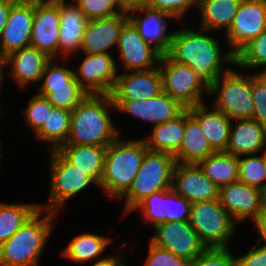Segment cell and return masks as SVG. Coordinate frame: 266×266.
Returning <instances> with one entry per match:
<instances>
[{
    "label": "cell",
    "instance_id": "cell-49",
    "mask_svg": "<svg viewBox=\"0 0 266 266\" xmlns=\"http://www.w3.org/2000/svg\"><path fill=\"white\" fill-rule=\"evenodd\" d=\"M100 258L101 259L99 261L98 259L95 260L92 266H126V263L124 262V257L121 255Z\"/></svg>",
    "mask_w": 266,
    "mask_h": 266
},
{
    "label": "cell",
    "instance_id": "cell-36",
    "mask_svg": "<svg viewBox=\"0 0 266 266\" xmlns=\"http://www.w3.org/2000/svg\"><path fill=\"white\" fill-rule=\"evenodd\" d=\"M234 66L241 69H256L261 66L259 73H266V29L235 54Z\"/></svg>",
    "mask_w": 266,
    "mask_h": 266
},
{
    "label": "cell",
    "instance_id": "cell-13",
    "mask_svg": "<svg viewBox=\"0 0 266 266\" xmlns=\"http://www.w3.org/2000/svg\"><path fill=\"white\" fill-rule=\"evenodd\" d=\"M266 29V0H242L230 28L226 43L234 55Z\"/></svg>",
    "mask_w": 266,
    "mask_h": 266
},
{
    "label": "cell",
    "instance_id": "cell-47",
    "mask_svg": "<svg viewBox=\"0 0 266 266\" xmlns=\"http://www.w3.org/2000/svg\"><path fill=\"white\" fill-rule=\"evenodd\" d=\"M252 222L261 236V238L257 240V245H260L261 241L266 243V211H261ZM264 245L266 246V244Z\"/></svg>",
    "mask_w": 266,
    "mask_h": 266
},
{
    "label": "cell",
    "instance_id": "cell-1",
    "mask_svg": "<svg viewBox=\"0 0 266 266\" xmlns=\"http://www.w3.org/2000/svg\"><path fill=\"white\" fill-rule=\"evenodd\" d=\"M196 30L193 28L173 30L170 49L166 55L179 64L190 66L210 85L229 70V68L223 69L222 63L234 65L235 55L230 51L221 52L220 41L218 38L207 36L208 31Z\"/></svg>",
    "mask_w": 266,
    "mask_h": 266
},
{
    "label": "cell",
    "instance_id": "cell-18",
    "mask_svg": "<svg viewBox=\"0 0 266 266\" xmlns=\"http://www.w3.org/2000/svg\"><path fill=\"white\" fill-rule=\"evenodd\" d=\"M34 0H18L12 7L0 38V56L30 46Z\"/></svg>",
    "mask_w": 266,
    "mask_h": 266
},
{
    "label": "cell",
    "instance_id": "cell-8",
    "mask_svg": "<svg viewBox=\"0 0 266 266\" xmlns=\"http://www.w3.org/2000/svg\"><path fill=\"white\" fill-rule=\"evenodd\" d=\"M158 67L164 93L185 109L204 103L202 95L205 92L208 95L209 85L190 66L179 64L165 54L161 55Z\"/></svg>",
    "mask_w": 266,
    "mask_h": 266
},
{
    "label": "cell",
    "instance_id": "cell-7",
    "mask_svg": "<svg viewBox=\"0 0 266 266\" xmlns=\"http://www.w3.org/2000/svg\"><path fill=\"white\" fill-rule=\"evenodd\" d=\"M216 93V100L211 104L215 110L223 112L231 120L253 119L251 73L241 75L234 69H229L209 85L208 94Z\"/></svg>",
    "mask_w": 266,
    "mask_h": 266
},
{
    "label": "cell",
    "instance_id": "cell-28",
    "mask_svg": "<svg viewBox=\"0 0 266 266\" xmlns=\"http://www.w3.org/2000/svg\"><path fill=\"white\" fill-rule=\"evenodd\" d=\"M215 152L199 123L190 115L189 109H185V131L182 144L174 155L175 162L197 164Z\"/></svg>",
    "mask_w": 266,
    "mask_h": 266
},
{
    "label": "cell",
    "instance_id": "cell-39",
    "mask_svg": "<svg viewBox=\"0 0 266 266\" xmlns=\"http://www.w3.org/2000/svg\"><path fill=\"white\" fill-rule=\"evenodd\" d=\"M27 107L21 112L24 114L26 123L32 128L34 134L47 122L49 117V101L45 96L33 94L27 102Z\"/></svg>",
    "mask_w": 266,
    "mask_h": 266
},
{
    "label": "cell",
    "instance_id": "cell-24",
    "mask_svg": "<svg viewBox=\"0 0 266 266\" xmlns=\"http://www.w3.org/2000/svg\"><path fill=\"white\" fill-rule=\"evenodd\" d=\"M265 149L266 127L264 125L254 119L232 120L229 142L224 152L239 157L259 154Z\"/></svg>",
    "mask_w": 266,
    "mask_h": 266
},
{
    "label": "cell",
    "instance_id": "cell-50",
    "mask_svg": "<svg viewBox=\"0 0 266 266\" xmlns=\"http://www.w3.org/2000/svg\"><path fill=\"white\" fill-rule=\"evenodd\" d=\"M4 69H5V58L0 56V91L2 90V80H4L5 77V73H4Z\"/></svg>",
    "mask_w": 266,
    "mask_h": 266
},
{
    "label": "cell",
    "instance_id": "cell-2",
    "mask_svg": "<svg viewBox=\"0 0 266 266\" xmlns=\"http://www.w3.org/2000/svg\"><path fill=\"white\" fill-rule=\"evenodd\" d=\"M110 108L115 109L110 95L88 94L71 111L70 131L65 144L99 147L111 144L120 135L109 114Z\"/></svg>",
    "mask_w": 266,
    "mask_h": 266
},
{
    "label": "cell",
    "instance_id": "cell-10",
    "mask_svg": "<svg viewBox=\"0 0 266 266\" xmlns=\"http://www.w3.org/2000/svg\"><path fill=\"white\" fill-rule=\"evenodd\" d=\"M52 58L45 66L37 94L45 96L56 108L72 111L88 93L75 79L74 70L63 67Z\"/></svg>",
    "mask_w": 266,
    "mask_h": 266
},
{
    "label": "cell",
    "instance_id": "cell-21",
    "mask_svg": "<svg viewBox=\"0 0 266 266\" xmlns=\"http://www.w3.org/2000/svg\"><path fill=\"white\" fill-rule=\"evenodd\" d=\"M219 202L238 224L262 211L261 190L240 181L220 187Z\"/></svg>",
    "mask_w": 266,
    "mask_h": 266
},
{
    "label": "cell",
    "instance_id": "cell-15",
    "mask_svg": "<svg viewBox=\"0 0 266 266\" xmlns=\"http://www.w3.org/2000/svg\"><path fill=\"white\" fill-rule=\"evenodd\" d=\"M116 47L120 56L117 60L127 72L149 70L159 64L161 54L143 40L130 20L121 29Z\"/></svg>",
    "mask_w": 266,
    "mask_h": 266
},
{
    "label": "cell",
    "instance_id": "cell-41",
    "mask_svg": "<svg viewBox=\"0 0 266 266\" xmlns=\"http://www.w3.org/2000/svg\"><path fill=\"white\" fill-rule=\"evenodd\" d=\"M192 203L180 196L172 188L167 189L166 222L189 221Z\"/></svg>",
    "mask_w": 266,
    "mask_h": 266
},
{
    "label": "cell",
    "instance_id": "cell-16",
    "mask_svg": "<svg viewBox=\"0 0 266 266\" xmlns=\"http://www.w3.org/2000/svg\"><path fill=\"white\" fill-rule=\"evenodd\" d=\"M171 188L191 203L219 199V187L195 163H175Z\"/></svg>",
    "mask_w": 266,
    "mask_h": 266
},
{
    "label": "cell",
    "instance_id": "cell-6",
    "mask_svg": "<svg viewBox=\"0 0 266 266\" xmlns=\"http://www.w3.org/2000/svg\"><path fill=\"white\" fill-rule=\"evenodd\" d=\"M189 223L207 249L229 248L237 228L219 199L192 203Z\"/></svg>",
    "mask_w": 266,
    "mask_h": 266
},
{
    "label": "cell",
    "instance_id": "cell-29",
    "mask_svg": "<svg viewBox=\"0 0 266 266\" xmlns=\"http://www.w3.org/2000/svg\"><path fill=\"white\" fill-rule=\"evenodd\" d=\"M184 131L185 109L174 119L152 127L151 133L143 140L148 150L174 156L182 144Z\"/></svg>",
    "mask_w": 266,
    "mask_h": 266
},
{
    "label": "cell",
    "instance_id": "cell-12",
    "mask_svg": "<svg viewBox=\"0 0 266 266\" xmlns=\"http://www.w3.org/2000/svg\"><path fill=\"white\" fill-rule=\"evenodd\" d=\"M60 14L59 0H34V17L30 46L59 58Z\"/></svg>",
    "mask_w": 266,
    "mask_h": 266
},
{
    "label": "cell",
    "instance_id": "cell-4",
    "mask_svg": "<svg viewBox=\"0 0 266 266\" xmlns=\"http://www.w3.org/2000/svg\"><path fill=\"white\" fill-rule=\"evenodd\" d=\"M147 150L142 138L126 141L119 136L106 147L105 164L99 187L108 196L120 199L139 171Z\"/></svg>",
    "mask_w": 266,
    "mask_h": 266
},
{
    "label": "cell",
    "instance_id": "cell-34",
    "mask_svg": "<svg viewBox=\"0 0 266 266\" xmlns=\"http://www.w3.org/2000/svg\"><path fill=\"white\" fill-rule=\"evenodd\" d=\"M39 209V203L0 202V245L13 236Z\"/></svg>",
    "mask_w": 266,
    "mask_h": 266
},
{
    "label": "cell",
    "instance_id": "cell-44",
    "mask_svg": "<svg viewBox=\"0 0 266 266\" xmlns=\"http://www.w3.org/2000/svg\"><path fill=\"white\" fill-rule=\"evenodd\" d=\"M199 0H148L147 7L169 13L174 19H182L191 6L198 7Z\"/></svg>",
    "mask_w": 266,
    "mask_h": 266
},
{
    "label": "cell",
    "instance_id": "cell-33",
    "mask_svg": "<svg viewBox=\"0 0 266 266\" xmlns=\"http://www.w3.org/2000/svg\"><path fill=\"white\" fill-rule=\"evenodd\" d=\"M71 111L56 108L49 102V117L34 134L39 140L47 141L51 150L65 144L70 131Z\"/></svg>",
    "mask_w": 266,
    "mask_h": 266
},
{
    "label": "cell",
    "instance_id": "cell-45",
    "mask_svg": "<svg viewBox=\"0 0 266 266\" xmlns=\"http://www.w3.org/2000/svg\"><path fill=\"white\" fill-rule=\"evenodd\" d=\"M235 266H266V246L257 248V243L249 252L235 258Z\"/></svg>",
    "mask_w": 266,
    "mask_h": 266
},
{
    "label": "cell",
    "instance_id": "cell-27",
    "mask_svg": "<svg viewBox=\"0 0 266 266\" xmlns=\"http://www.w3.org/2000/svg\"><path fill=\"white\" fill-rule=\"evenodd\" d=\"M57 151L70 164L90 176L99 187L105 164L106 147L63 144Z\"/></svg>",
    "mask_w": 266,
    "mask_h": 266
},
{
    "label": "cell",
    "instance_id": "cell-5",
    "mask_svg": "<svg viewBox=\"0 0 266 266\" xmlns=\"http://www.w3.org/2000/svg\"><path fill=\"white\" fill-rule=\"evenodd\" d=\"M173 155L147 150L139 171L129 189L120 197L125 199L124 215L145 197L172 187V175L175 166Z\"/></svg>",
    "mask_w": 266,
    "mask_h": 266
},
{
    "label": "cell",
    "instance_id": "cell-17",
    "mask_svg": "<svg viewBox=\"0 0 266 266\" xmlns=\"http://www.w3.org/2000/svg\"><path fill=\"white\" fill-rule=\"evenodd\" d=\"M115 110L130 114L152 127L177 117L185 108L173 100L167 93L149 99L112 100Z\"/></svg>",
    "mask_w": 266,
    "mask_h": 266
},
{
    "label": "cell",
    "instance_id": "cell-52",
    "mask_svg": "<svg viewBox=\"0 0 266 266\" xmlns=\"http://www.w3.org/2000/svg\"><path fill=\"white\" fill-rule=\"evenodd\" d=\"M2 145V142L0 141V146ZM0 152H1V148H0ZM0 161H1V153H0Z\"/></svg>",
    "mask_w": 266,
    "mask_h": 266
},
{
    "label": "cell",
    "instance_id": "cell-32",
    "mask_svg": "<svg viewBox=\"0 0 266 266\" xmlns=\"http://www.w3.org/2000/svg\"><path fill=\"white\" fill-rule=\"evenodd\" d=\"M197 164L219 188L238 181V156L216 151Z\"/></svg>",
    "mask_w": 266,
    "mask_h": 266
},
{
    "label": "cell",
    "instance_id": "cell-40",
    "mask_svg": "<svg viewBox=\"0 0 266 266\" xmlns=\"http://www.w3.org/2000/svg\"><path fill=\"white\" fill-rule=\"evenodd\" d=\"M251 92L254 102L253 119L266 127V73L251 74Z\"/></svg>",
    "mask_w": 266,
    "mask_h": 266
},
{
    "label": "cell",
    "instance_id": "cell-14",
    "mask_svg": "<svg viewBox=\"0 0 266 266\" xmlns=\"http://www.w3.org/2000/svg\"><path fill=\"white\" fill-rule=\"evenodd\" d=\"M84 55L74 70L75 79L88 94L110 95L118 77L116 60L111 53Z\"/></svg>",
    "mask_w": 266,
    "mask_h": 266
},
{
    "label": "cell",
    "instance_id": "cell-25",
    "mask_svg": "<svg viewBox=\"0 0 266 266\" xmlns=\"http://www.w3.org/2000/svg\"><path fill=\"white\" fill-rule=\"evenodd\" d=\"M59 0L60 31L59 52L67 57L79 52L88 19L83 12L73 3Z\"/></svg>",
    "mask_w": 266,
    "mask_h": 266
},
{
    "label": "cell",
    "instance_id": "cell-43",
    "mask_svg": "<svg viewBox=\"0 0 266 266\" xmlns=\"http://www.w3.org/2000/svg\"><path fill=\"white\" fill-rule=\"evenodd\" d=\"M190 266H235V257L229 248L206 249Z\"/></svg>",
    "mask_w": 266,
    "mask_h": 266
},
{
    "label": "cell",
    "instance_id": "cell-48",
    "mask_svg": "<svg viewBox=\"0 0 266 266\" xmlns=\"http://www.w3.org/2000/svg\"><path fill=\"white\" fill-rule=\"evenodd\" d=\"M18 0H0V38L2 35V31L4 26L8 20V16L11 10V7L17 2Z\"/></svg>",
    "mask_w": 266,
    "mask_h": 266
},
{
    "label": "cell",
    "instance_id": "cell-22",
    "mask_svg": "<svg viewBox=\"0 0 266 266\" xmlns=\"http://www.w3.org/2000/svg\"><path fill=\"white\" fill-rule=\"evenodd\" d=\"M140 13V15H136ZM129 20L137 28L143 40L156 49L161 55L170 49L172 32L167 31L168 20L174 18L167 12L145 7L128 14Z\"/></svg>",
    "mask_w": 266,
    "mask_h": 266
},
{
    "label": "cell",
    "instance_id": "cell-19",
    "mask_svg": "<svg viewBox=\"0 0 266 266\" xmlns=\"http://www.w3.org/2000/svg\"><path fill=\"white\" fill-rule=\"evenodd\" d=\"M162 91V78L159 67L149 70L118 73L110 93L112 100L149 99Z\"/></svg>",
    "mask_w": 266,
    "mask_h": 266
},
{
    "label": "cell",
    "instance_id": "cell-46",
    "mask_svg": "<svg viewBox=\"0 0 266 266\" xmlns=\"http://www.w3.org/2000/svg\"><path fill=\"white\" fill-rule=\"evenodd\" d=\"M119 3L121 13L129 14L130 12L147 7L148 0H119Z\"/></svg>",
    "mask_w": 266,
    "mask_h": 266
},
{
    "label": "cell",
    "instance_id": "cell-35",
    "mask_svg": "<svg viewBox=\"0 0 266 266\" xmlns=\"http://www.w3.org/2000/svg\"><path fill=\"white\" fill-rule=\"evenodd\" d=\"M238 181L262 190L266 187V155H242L238 157Z\"/></svg>",
    "mask_w": 266,
    "mask_h": 266
},
{
    "label": "cell",
    "instance_id": "cell-38",
    "mask_svg": "<svg viewBox=\"0 0 266 266\" xmlns=\"http://www.w3.org/2000/svg\"><path fill=\"white\" fill-rule=\"evenodd\" d=\"M88 20L110 17L121 13L119 0H73Z\"/></svg>",
    "mask_w": 266,
    "mask_h": 266
},
{
    "label": "cell",
    "instance_id": "cell-42",
    "mask_svg": "<svg viewBox=\"0 0 266 266\" xmlns=\"http://www.w3.org/2000/svg\"><path fill=\"white\" fill-rule=\"evenodd\" d=\"M148 254L143 266H190V261L178 257L169 250L148 242Z\"/></svg>",
    "mask_w": 266,
    "mask_h": 266
},
{
    "label": "cell",
    "instance_id": "cell-30",
    "mask_svg": "<svg viewBox=\"0 0 266 266\" xmlns=\"http://www.w3.org/2000/svg\"><path fill=\"white\" fill-rule=\"evenodd\" d=\"M242 0H199L197 11L201 15L200 29L227 31Z\"/></svg>",
    "mask_w": 266,
    "mask_h": 266
},
{
    "label": "cell",
    "instance_id": "cell-26",
    "mask_svg": "<svg viewBox=\"0 0 266 266\" xmlns=\"http://www.w3.org/2000/svg\"><path fill=\"white\" fill-rule=\"evenodd\" d=\"M204 103L189 108L190 115L199 123L209 144L215 151H225L232 120L223 112Z\"/></svg>",
    "mask_w": 266,
    "mask_h": 266
},
{
    "label": "cell",
    "instance_id": "cell-51",
    "mask_svg": "<svg viewBox=\"0 0 266 266\" xmlns=\"http://www.w3.org/2000/svg\"><path fill=\"white\" fill-rule=\"evenodd\" d=\"M262 211H266V187L261 190Z\"/></svg>",
    "mask_w": 266,
    "mask_h": 266
},
{
    "label": "cell",
    "instance_id": "cell-20",
    "mask_svg": "<svg viewBox=\"0 0 266 266\" xmlns=\"http://www.w3.org/2000/svg\"><path fill=\"white\" fill-rule=\"evenodd\" d=\"M128 20L125 13L88 20L79 51L84 54L110 53L108 49L117 46L121 29Z\"/></svg>",
    "mask_w": 266,
    "mask_h": 266
},
{
    "label": "cell",
    "instance_id": "cell-11",
    "mask_svg": "<svg viewBox=\"0 0 266 266\" xmlns=\"http://www.w3.org/2000/svg\"><path fill=\"white\" fill-rule=\"evenodd\" d=\"M150 242L157 247L169 250L178 257L195 261L207 248L201 242L189 221H171L153 228Z\"/></svg>",
    "mask_w": 266,
    "mask_h": 266
},
{
    "label": "cell",
    "instance_id": "cell-9",
    "mask_svg": "<svg viewBox=\"0 0 266 266\" xmlns=\"http://www.w3.org/2000/svg\"><path fill=\"white\" fill-rule=\"evenodd\" d=\"M51 183L48 203L39 204L40 209L58 213L65 202L83 191L90 184H98L85 172L70 164L57 150L50 151Z\"/></svg>",
    "mask_w": 266,
    "mask_h": 266
},
{
    "label": "cell",
    "instance_id": "cell-3",
    "mask_svg": "<svg viewBox=\"0 0 266 266\" xmlns=\"http://www.w3.org/2000/svg\"><path fill=\"white\" fill-rule=\"evenodd\" d=\"M57 214L59 213L39 209L0 245V266H38Z\"/></svg>",
    "mask_w": 266,
    "mask_h": 266
},
{
    "label": "cell",
    "instance_id": "cell-37",
    "mask_svg": "<svg viewBox=\"0 0 266 266\" xmlns=\"http://www.w3.org/2000/svg\"><path fill=\"white\" fill-rule=\"evenodd\" d=\"M142 212L145 220L150 222L152 228L166 222L167 215V189L152 193L140 201L131 212Z\"/></svg>",
    "mask_w": 266,
    "mask_h": 266
},
{
    "label": "cell",
    "instance_id": "cell-23",
    "mask_svg": "<svg viewBox=\"0 0 266 266\" xmlns=\"http://www.w3.org/2000/svg\"><path fill=\"white\" fill-rule=\"evenodd\" d=\"M5 58V67L9 66L12 79L20 88L41 80L45 66L52 59L35 47L28 46L9 53Z\"/></svg>",
    "mask_w": 266,
    "mask_h": 266
},
{
    "label": "cell",
    "instance_id": "cell-31",
    "mask_svg": "<svg viewBox=\"0 0 266 266\" xmlns=\"http://www.w3.org/2000/svg\"><path fill=\"white\" fill-rule=\"evenodd\" d=\"M113 238L95 233L84 232L75 236L65 247L61 255L77 263L93 262L100 257Z\"/></svg>",
    "mask_w": 266,
    "mask_h": 266
}]
</instances>
